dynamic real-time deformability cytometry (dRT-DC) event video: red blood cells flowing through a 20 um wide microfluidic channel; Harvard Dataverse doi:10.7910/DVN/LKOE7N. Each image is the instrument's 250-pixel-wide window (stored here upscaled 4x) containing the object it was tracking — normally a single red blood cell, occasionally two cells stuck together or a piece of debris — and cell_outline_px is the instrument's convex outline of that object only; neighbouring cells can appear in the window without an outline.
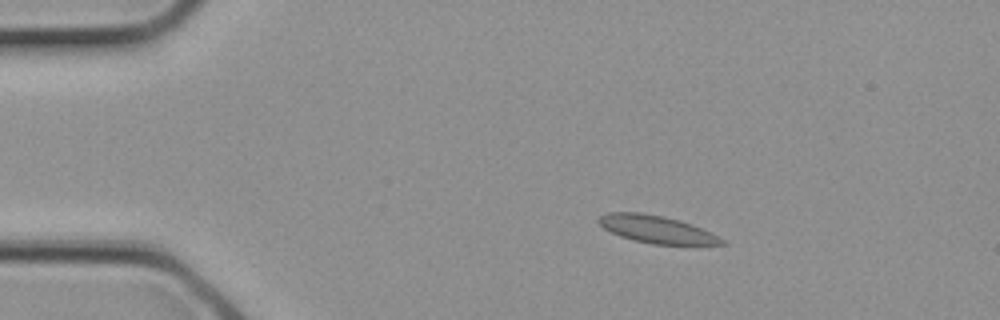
{"species": "common noctule bat (a hibernating species)", "species_latin": "Nyctalus noctula", "temperature_condition": "cold", "stored_images_in_passage": 3, "camera_frame_rate_fps": 3000, "um_per_image_px": 0.085, "animal": {"sex": "female", "body_mass_g": 21.9}, "frame": {"image": 1, "passage_image": 2, "time_ms": 0.333, "image_size_px": [1000, 320], "cell_outline_px": [[728, 244], [652, 244], [632, 240], [620, 236], [604, 228], [596, 220], [600, 216], [608, 212], [644, 212], [664, 216], [680, 220], [692, 224], [724, 240]], "centroid_in_image_um": [55.75, 19.47], "position_along_channel_um": 29.2, "area_um2": 19.54}}